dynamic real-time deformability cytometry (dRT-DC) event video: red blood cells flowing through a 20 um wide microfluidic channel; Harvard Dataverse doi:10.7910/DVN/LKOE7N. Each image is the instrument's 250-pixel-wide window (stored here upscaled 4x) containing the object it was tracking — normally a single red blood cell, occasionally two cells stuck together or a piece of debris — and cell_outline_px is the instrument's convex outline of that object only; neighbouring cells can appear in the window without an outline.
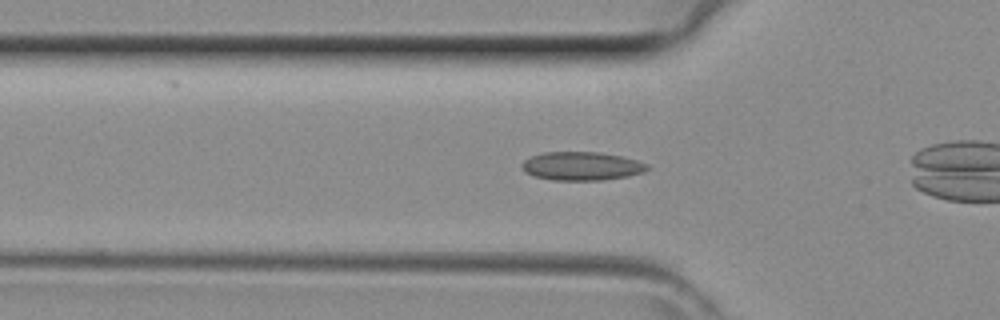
{"species": "common noctule bat (a hibernating species)", "species_latin": "Nyctalus noctula", "temperature_condition": "room temperature", "stored_images_in_passage": 26, "camera_frame_rate_fps": 3000, "um_per_image_px": 0.085, "animal": {"sex": "female", "body_mass_g": 29.2, "forearm_length_mm": 56.3}, "frame": {"image": 1, "passage_image": 7, "time_ms": 2.0, "image_size_px": [1000, 320], "cell_outline_px": [[648, 168], [644, 172], [628, 176], [600, 180], [552, 180], [532, 176], [524, 172], [520, 168], [520, 164], [524, 160], [532, 156], [544, 152], [600, 152], [620, 156], [636, 160], [648, 164]], "centroid_in_image_um": [49.39, 14.12], "position_along_channel_um": 76.4, "area_um2": 20.92}}
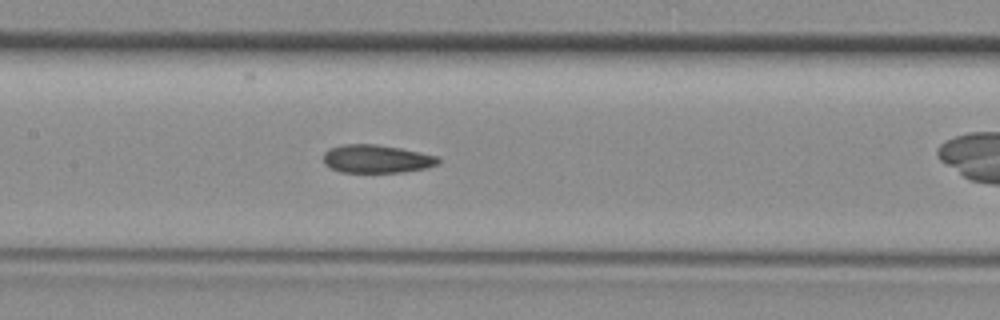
{"frame": {"image": 2, "passage_image": 13, "time_ms": 4.0, "image_size_px": [1000, 320], "cell_outline_px": [[440, 164], [428, 168], [404, 172], [340, 172], [324, 164], [324, 152], [328, 148], [340, 144], [376, 144], [400, 148], [440, 156]], "centroid_in_image_um": [32.04, 13.5], "position_along_channel_um": 175.4, "area_um2": 19.13}}
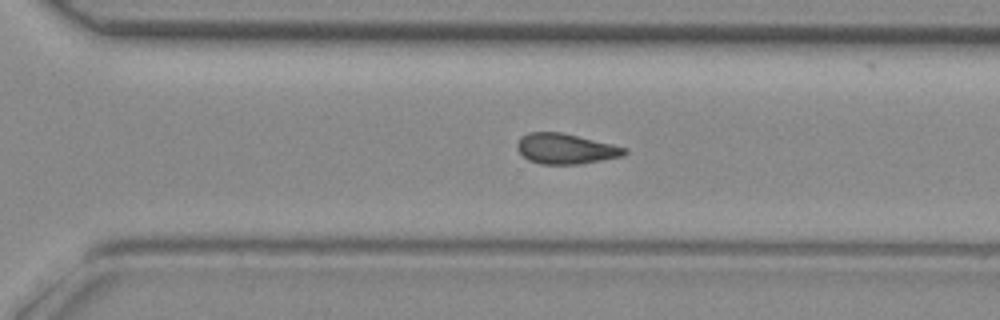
{"frame": {"image": 3, "passage_image": 22, "time_ms": 7.0, "image_size_px": [1000, 320], "cell_outline_px": [[628, 152], [624, 156], [580, 164], [540, 164], [528, 160], [516, 148], [516, 144], [520, 136], [528, 132], [560, 132], [612, 144], [628, 148]], "centroid_in_image_um": [48.07, 12.64], "position_along_channel_um": 322.5, "area_um2": 19.07}}